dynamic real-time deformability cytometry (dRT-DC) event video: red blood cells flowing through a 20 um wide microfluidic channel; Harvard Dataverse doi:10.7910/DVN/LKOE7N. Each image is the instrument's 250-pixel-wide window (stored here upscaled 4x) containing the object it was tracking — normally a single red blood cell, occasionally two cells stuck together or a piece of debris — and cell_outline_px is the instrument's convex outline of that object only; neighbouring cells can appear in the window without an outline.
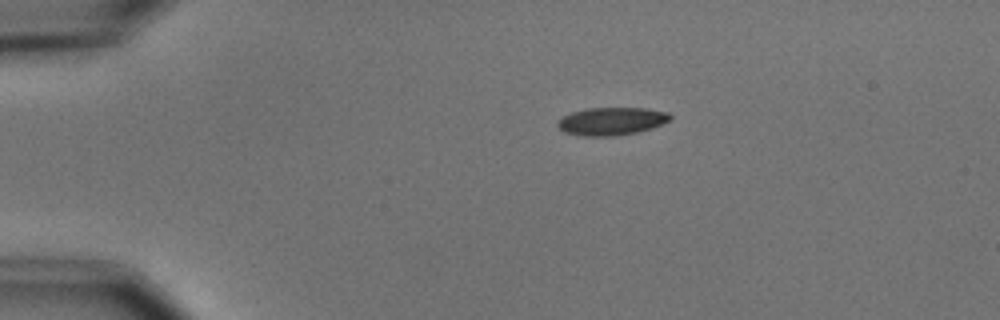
{"species": "common noctule bat (a hibernating species)", "species_latin": "Nyctalus noctula", "temperature_condition": "cold", "stored_images_in_passage": 5, "camera_frame_rate_fps": 3000, "um_per_image_px": 0.085, "animal": {"sex": "male", "body_mass_g": 15.6}, "frame": {"image": 1, "passage_image": 1, "time_ms": 0.0, "image_size_px": [1000, 320], "cell_outline_px": [[672, 120], [652, 128], [636, 132], [612, 136], [584, 136], [564, 132], [556, 124], [564, 116], [572, 112], [588, 108], [648, 108], [668, 112], [672, 116]], "centroid_in_image_um": [52.03, 10.3], "position_along_channel_um": 33.0, "area_um2": 18.21}}
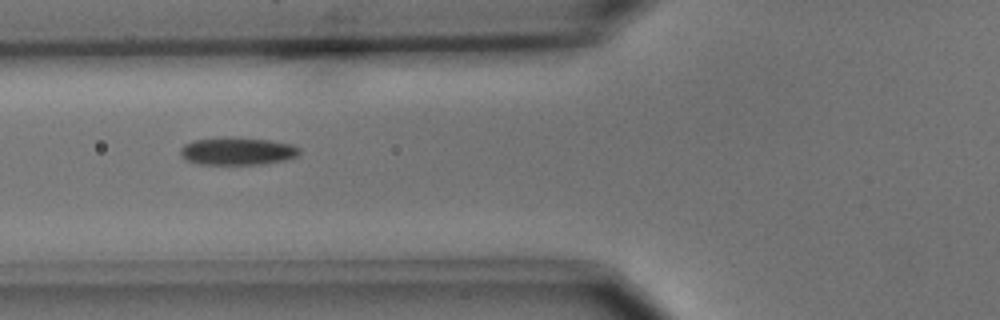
{"frame": {"image": 2, "passage_image": 4, "time_ms": 3.333, "image_size_px": [1000, 320], "cell_outline_px": [[300, 152], [296, 156], [284, 160], [264, 164], [196, 164], [180, 156], [180, 148], [184, 144], [196, 140], [220, 136], [232, 136], [268, 140], [292, 144], [300, 148]], "centroid_in_image_um": [20.15, 12.83], "position_along_channel_um": 105.6, "area_um2": 19.42}}
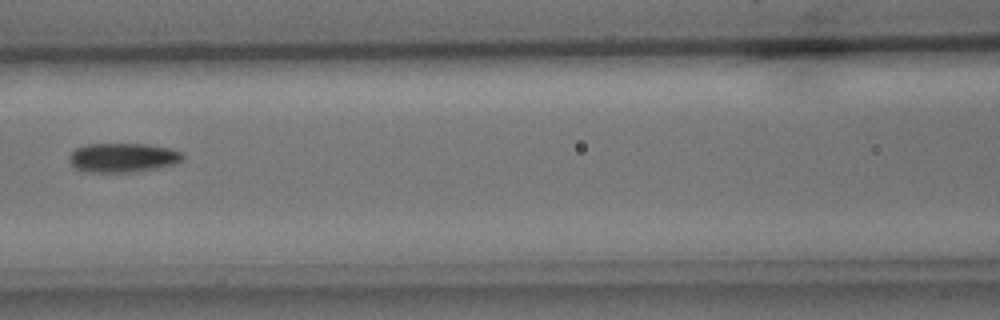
{"frame": {"image": 3, "passage_image": 5, "time_ms": 4.667, "image_size_px": [1000, 320], "cell_outline_px": [[184, 156], [176, 164], [156, 168], [128, 172], [88, 172], [76, 168], [68, 160], [68, 156], [76, 148], [88, 144], [148, 144], [172, 148], [180, 152]], "centroid_in_image_um": [10.44, 13.39], "position_along_channel_um": 156.2, "area_um2": 19.25}}